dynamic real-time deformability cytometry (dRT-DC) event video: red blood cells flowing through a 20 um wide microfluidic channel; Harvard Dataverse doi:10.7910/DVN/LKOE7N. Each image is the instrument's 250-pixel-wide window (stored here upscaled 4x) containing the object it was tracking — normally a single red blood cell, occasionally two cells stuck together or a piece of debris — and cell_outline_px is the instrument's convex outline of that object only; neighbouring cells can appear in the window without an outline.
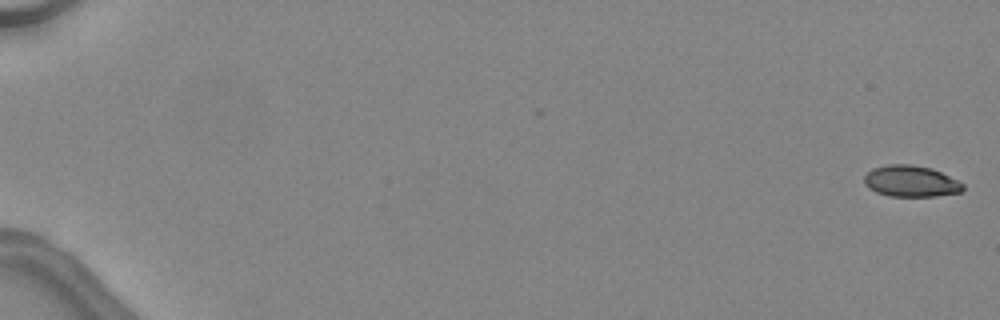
{"species": "common noctule bat (a hibernating species)", "species_latin": "Nyctalus noctula", "temperature_condition": "warm", "stored_images_in_passage": 48, "camera_frame_rate_fps": 3000, "um_per_image_px": 0.085, "animal": {"sex": "female", "body_mass_g": 24.6, "forearm_length_mm": 56.2}, "frame": {"image": 1, "passage_image": 1, "time_ms": 0.0, "image_size_px": [1000, 320], "cell_outline_px": [[964, 188], [960, 192], [936, 196], [888, 196], [876, 192], [868, 188], [864, 184], [864, 176], [872, 168], [888, 164], [912, 164], [932, 168], [964, 184]], "centroid_in_image_um": [77.39, 15.4], "position_along_channel_um": 7.6, "area_um2": 18.03}}
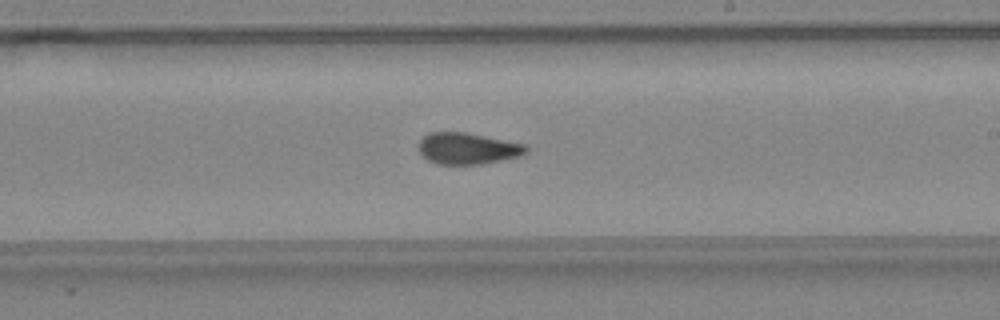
{"frame": {"image": 2, "passage_image": 31, "time_ms": 10.0, "image_size_px": [1000, 320], "cell_outline_px": [[528, 152], [516, 156], [500, 160], [480, 164], [436, 164], [428, 160], [420, 152], [420, 140], [428, 132], [464, 132], [524, 144], [528, 148]], "centroid_in_image_um": [39.72, 12.62], "position_along_channel_um": 249.3, "area_um2": 19.31}}
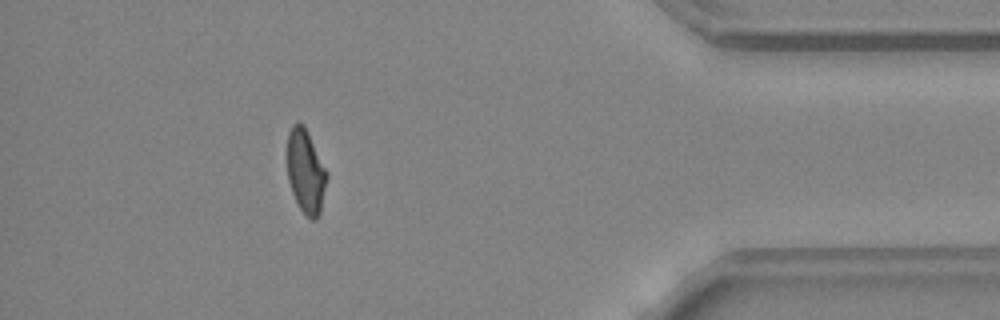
{"frame": {"image": 3, "passage_image": 44, "time_ms": 14.333, "image_size_px": [1000, 320], "cell_outline_px": [[328, 176], [320, 212], [316, 220], [312, 220], [300, 208], [292, 192], [288, 180], [288, 132], [292, 124], [304, 124], [328, 172]], "centroid_in_image_um": [26.0, 14.56], "position_along_channel_um": 409.2, "area_um2": 19.19}, "authors_computed_cell_mechanics": {"area_um2": 19.8543, "velocity_mm_per_s": 4.5542, "shape_relaxation_time_tau1_ms": 10.3889, "shape_relaxation_time_tau2_ms": 0.906, "deformation_change_tau1": 0.2431, "deformation_change_tau2": 0.0751}}